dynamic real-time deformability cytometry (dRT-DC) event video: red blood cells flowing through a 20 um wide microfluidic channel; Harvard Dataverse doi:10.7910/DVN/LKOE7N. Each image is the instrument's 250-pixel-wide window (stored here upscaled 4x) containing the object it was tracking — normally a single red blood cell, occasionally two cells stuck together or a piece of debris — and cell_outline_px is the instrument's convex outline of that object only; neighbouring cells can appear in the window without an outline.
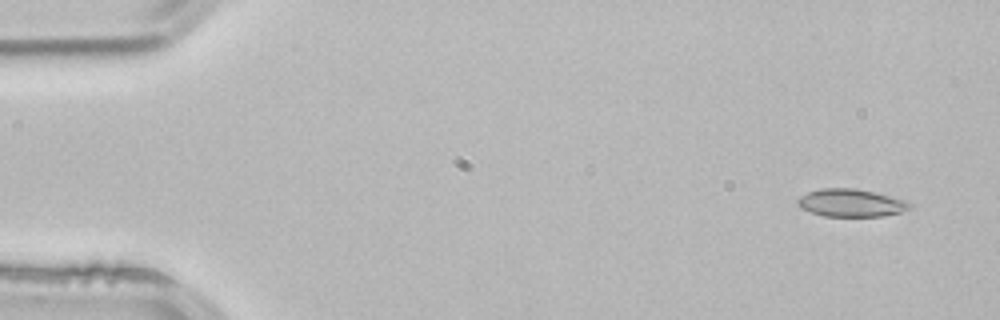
{"species": "common noctule bat (a hibernating species)", "species_latin": "Nyctalus noctula", "temperature_condition": "room temperature", "stored_images_in_passage": 3, "camera_frame_rate_fps": 3000, "um_per_image_px": 0.085, "animal": {"sex": "male", "body_mass_g": 21.5, "forearm_length_mm": 52.0}, "frame": {"image": 1, "passage_image": 1, "time_ms": 0.0, "image_size_px": [1000, 320], "cell_outline_px": [[912, 208], [900, 212], [884, 216], [824, 216], [800, 208], [796, 204], [796, 200], [800, 196], [808, 192], [820, 188], [856, 188], [908, 200], [912, 204]], "centroid_in_image_um": [72.34, 17.24], "position_along_channel_um": 12.7, "area_um2": 18.26}}
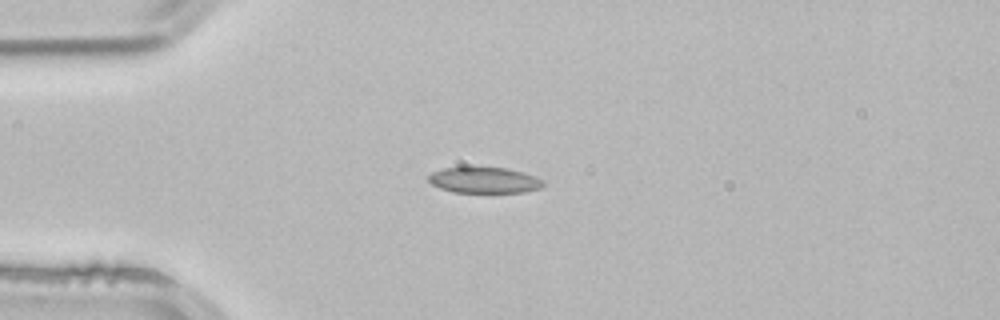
{"frame": {"image": 2, "passage_image": 3, "time_ms": 0.667, "image_size_px": [1000, 320], "cell_outline_px": [[544, 184], [540, 188], [524, 192], [452, 192], [440, 188], [432, 184], [428, 180], [428, 176], [432, 172], [444, 168], [508, 168], [536, 176], [544, 180]], "centroid_in_image_um": [41.18, 15.32], "position_along_channel_um": 43.8, "area_um2": 17.17}}